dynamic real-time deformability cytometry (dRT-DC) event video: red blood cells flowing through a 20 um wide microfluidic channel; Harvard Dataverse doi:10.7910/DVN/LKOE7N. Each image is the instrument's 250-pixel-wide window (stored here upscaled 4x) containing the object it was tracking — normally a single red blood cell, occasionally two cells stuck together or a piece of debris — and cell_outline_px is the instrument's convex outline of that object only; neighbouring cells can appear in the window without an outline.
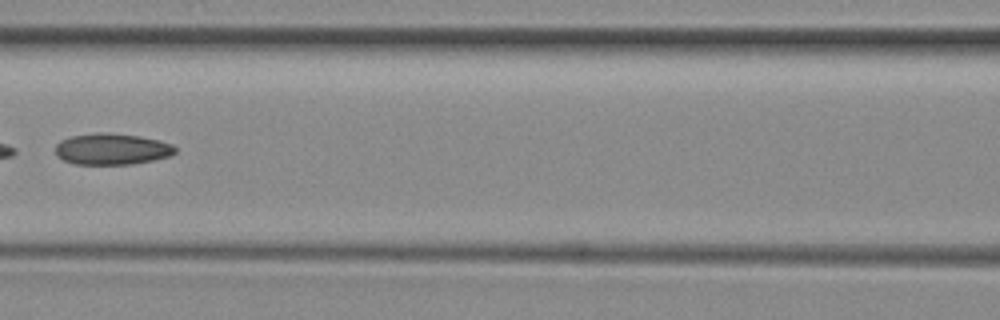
{"species": "common noctule bat (a hibernating species)", "species_latin": "Nyctalus noctula", "temperature_condition": "room temperature", "stored_images_in_passage": 8, "camera_frame_rate_fps": 3000, "um_per_image_px": 0.085, "animal": {"sex": "female", "body_mass_g": 29.2, "forearm_length_mm": 56.3}, "frame": {"image": 1, "passage_image": 7, "time_ms": 7.333, "image_size_px": [1000, 320], "cell_outline_px": [[176, 152], [168, 156], [152, 160], [132, 164], [76, 164], [64, 160], [56, 156], [56, 144], [60, 140], [72, 136], [96, 132], [104, 132], [140, 136], [160, 140], [172, 144], [176, 148]], "centroid_in_image_um": [9.5, 12.66], "position_along_channel_um": 157.1, "area_um2": 21.85}}
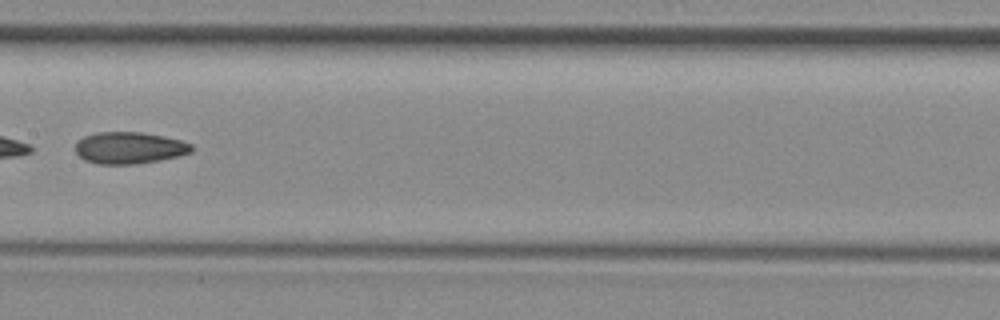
{"frame": {"image": 2, "passage_image": 8, "time_ms": 8.333, "image_size_px": [1000, 320], "cell_outline_px": [[192, 152], [180, 156], [160, 160], [136, 164], [96, 164], [84, 160], [76, 152], [76, 144], [84, 136], [96, 132], [140, 132], [164, 136], [180, 140], [192, 144]], "centroid_in_image_um": [11.01, 12.57], "position_along_channel_um": 196.4, "area_um2": 21.56}}